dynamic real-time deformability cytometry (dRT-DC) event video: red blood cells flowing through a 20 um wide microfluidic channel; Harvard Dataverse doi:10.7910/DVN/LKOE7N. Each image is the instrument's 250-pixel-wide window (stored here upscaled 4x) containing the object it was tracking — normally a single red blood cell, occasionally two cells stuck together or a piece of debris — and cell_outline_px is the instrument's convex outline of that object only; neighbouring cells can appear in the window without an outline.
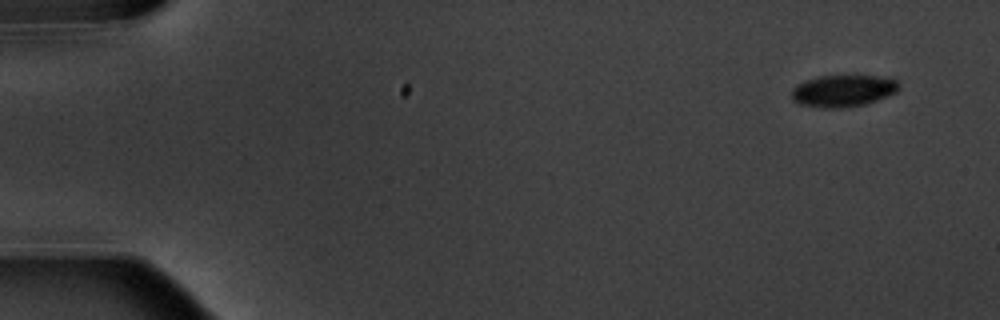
{"species": "common noctule bat (a hibernating species)", "species_latin": "Nyctalus noctula", "temperature_condition": "warm", "stored_images_in_passage": 5, "camera_frame_rate_fps": 3000, "um_per_image_px": 0.085, "animal": {"sex": "male", "body_mass_g": 20.1, "forearm_length_mm": 53.5}, "frame": {"image": 1, "passage_image": 1, "time_ms": 0.0, "image_size_px": [1000, 320], "cell_outline_px": [[900, 88], [896, 92], [876, 100], [864, 104], [840, 108], [824, 108], [800, 104], [792, 100], [792, 88], [796, 84], [820, 76], [892, 76], [900, 84]], "centroid_in_image_um": [71.69, 7.71], "position_along_channel_um": 13.3, "area_um2": 19.94}}
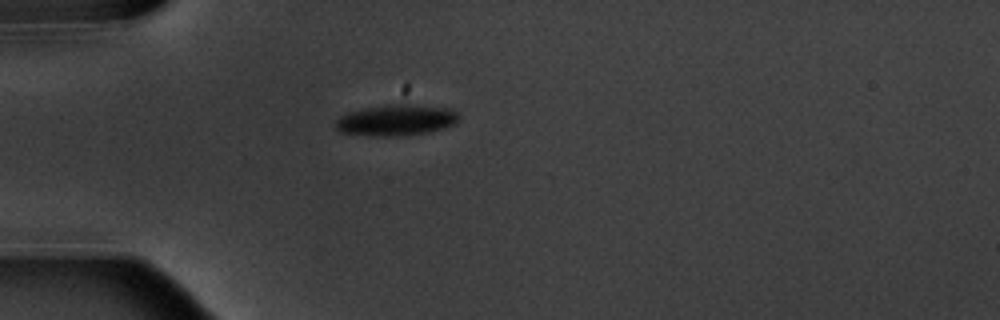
{"frame": {"image": 2, "passage_image": 4, "time_ms": 4.333, "image_size_px": [1000, 320], "cell_outline_px": [[460, 120], [444, 128], [432, 132], [404, 136], [376, 136], [340, 132], [336, 128], [336, 120], [340, 116], [348, 112], [368, 108], [396, 104], [408, 104], [452, 108], [460, 116]], "centroid_in_image_um": [33.73, 10.22], "position_along_channel_um": 51.3, "area_um2": 22.31}}